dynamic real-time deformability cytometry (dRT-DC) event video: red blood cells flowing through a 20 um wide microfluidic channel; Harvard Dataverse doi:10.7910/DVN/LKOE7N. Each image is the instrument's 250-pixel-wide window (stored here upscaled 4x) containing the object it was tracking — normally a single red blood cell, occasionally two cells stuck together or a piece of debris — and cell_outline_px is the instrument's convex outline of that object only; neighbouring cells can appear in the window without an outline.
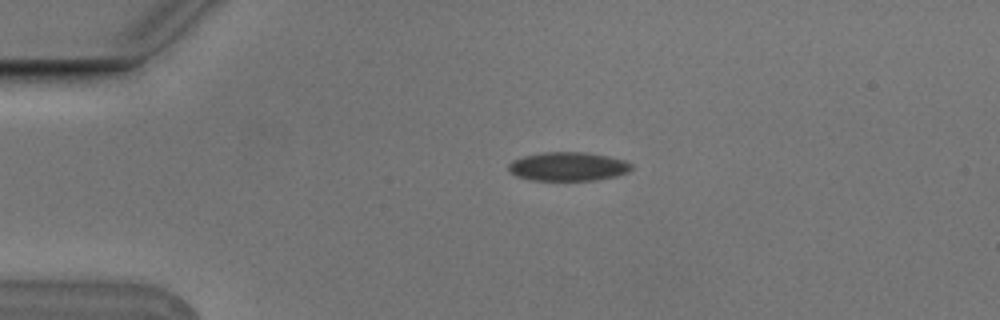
{"species": "Egyptian fruit bat (a non-hibernating species)", "species_latin": "Rousettus aegyptiacus", "temperature_condition": "cold", "stored_images_in_passage": 2, "camera_frame_rate_fps": 3000, "um_per_image_px": 0.085, "animal": {"sex": "male"}, "frame": {"image": 1, "passage_image": 1, "time_ms": 0.0, "image_size_px": [1000, 320], "cell_outline_px": [[632, 168], [628, 172], [616, 176], [596, 180], [532, 180], [516, 176], [508, 172], [508, 164], [512, 160], [524, 156], [540, 152], [584, 152], [608, 156], [624, 160], [632, 164]], "centroid_in_image_um": [48.26, 14.15], "position_along_channel_um": 36.7, "area_um2": 20.75}}